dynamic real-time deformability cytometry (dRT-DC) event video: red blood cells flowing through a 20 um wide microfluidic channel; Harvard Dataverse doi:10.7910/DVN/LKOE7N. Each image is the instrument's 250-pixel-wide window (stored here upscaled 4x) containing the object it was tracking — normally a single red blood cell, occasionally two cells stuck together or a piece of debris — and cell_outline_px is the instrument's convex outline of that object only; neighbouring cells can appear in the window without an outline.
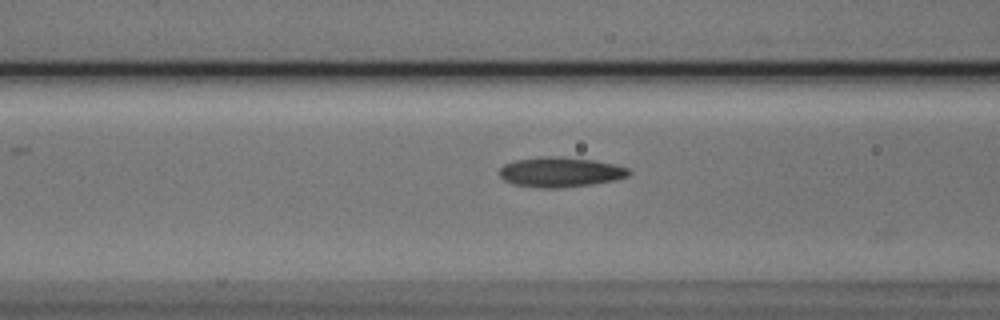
{"species": "Egyptian fruit bat (a non-hibernating species)", "species_latin": "Rousettus aegyptiacus", "temperature_condition": "cold", "stored_images_in_passage": 16, "camera_frame_rate_fps": 3000, "um_per_image_px": 0.085, "animal": {"sex": "male"}, "frame": {"image": 1, "passage_image": 14, "time_ms": 4.333, "image_size_px": [1000, 320], "cell_outline_px": [[632, 172], [628, 176], [612, 180], [592, 184], [560, 188], [540, 188], [512, 184], [504, 180], [500, 176], [500, 168], [504, 164], [516, 160], [540, 156], [560, 156], [596, 160], [616, 164], [628, 168]], "centroid_in_image_um": [47.63, 14.62], "position_along_channel_um": 119.0, "area_um2": 22.77}}